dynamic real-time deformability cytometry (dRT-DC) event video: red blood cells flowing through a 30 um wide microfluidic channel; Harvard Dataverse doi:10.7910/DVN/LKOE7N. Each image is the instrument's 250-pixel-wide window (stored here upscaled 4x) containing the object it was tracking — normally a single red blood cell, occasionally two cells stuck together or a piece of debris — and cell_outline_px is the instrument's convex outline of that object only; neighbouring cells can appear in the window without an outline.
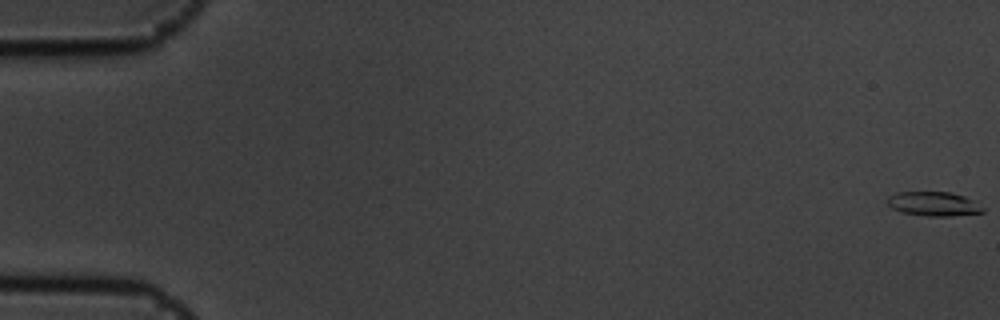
{"species": "common noctule bat (a hibernating species)", "species_latin": "Nyctalus noctula", "temperature_condition": "cold", "stored_images_in_passage": 57, "camera_frame_rate_fps": 3000, "um_per_image_px": 0.085, "animal": {"sex": "male", "body_mass_g": 19.5, "forearm_length_mm": 54.6}, "frame": {"image": 1, "passage_image": 1, "time_ms": 0.0, "image_size_px": [1000, 320], "cell_outline_px": [[984, 212], [948, 216], [928, 216], [900, 212], [892, 208], [888, 204], [888, 196], [896, 192], [948, 192], [964, 196], [984, 208]], "centroid_in_image_um": [79.31, 17.33], "position_along_channel_um": 5.7, "area_um2": 13.29}}
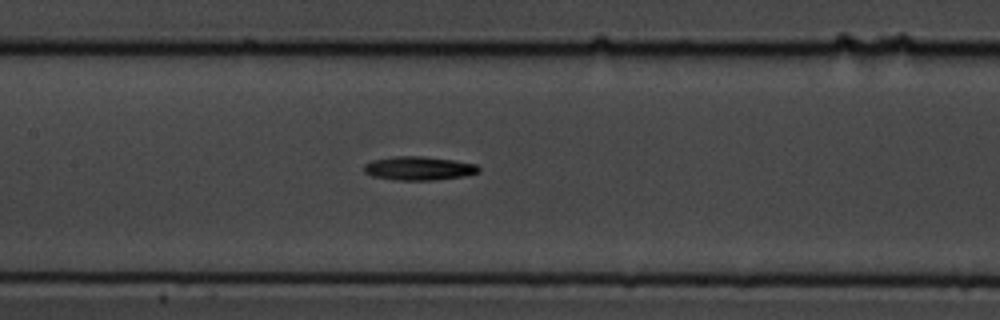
{"frame": {"image": 2, "passage_image": 28, "time_ms": 9.0, "image_size_px": [1000, 320], "cell_outline_px": [[480, 172], [464, 176], [436, 180], [396, 180], [372, 176], [364, 172], [364, 164], [372, 160], [396, 156], [424, 156], [456, 160], [476, 164], [480, 168]], "centroid_in_image_um": [35.62, 14.3], "position_along_channel_um": 171.8, "area_um2": 16.01}}
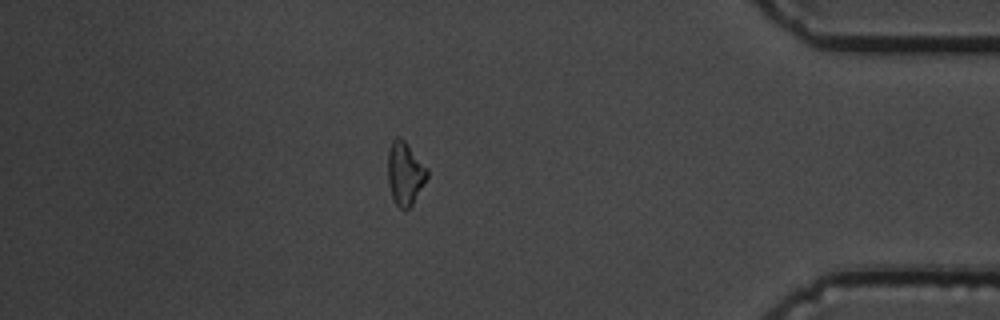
{"frame": {"image": 3, "passage_image": 50, "time_ms": 16.333, "image_size_px": [1000, 320], "cell_outline_px": [[428, 176], [424, 184], [412, 204], [408, 208], [400, 208], [396, 204], [392, 196], [388, 184], [388, 152], [392, 140], [396, 136], [400, 136], [404, 140], [428, 168]], "centroid_in_image_um": [34.42, 14.71], "position_along_channel_um": 400.8, "area_um2": 14.39}, "authors_computed_cell_mechanics": {"area_um2": 14.45, "velocity_mm_per_s": 3.6057, "shape_relaxation_time_tau1_ms": 4.1243, "shape_relaxation_time_tau2_ms": null, "deformation_change_tau1": 0.1508, "deformation_change_tau2": null}}